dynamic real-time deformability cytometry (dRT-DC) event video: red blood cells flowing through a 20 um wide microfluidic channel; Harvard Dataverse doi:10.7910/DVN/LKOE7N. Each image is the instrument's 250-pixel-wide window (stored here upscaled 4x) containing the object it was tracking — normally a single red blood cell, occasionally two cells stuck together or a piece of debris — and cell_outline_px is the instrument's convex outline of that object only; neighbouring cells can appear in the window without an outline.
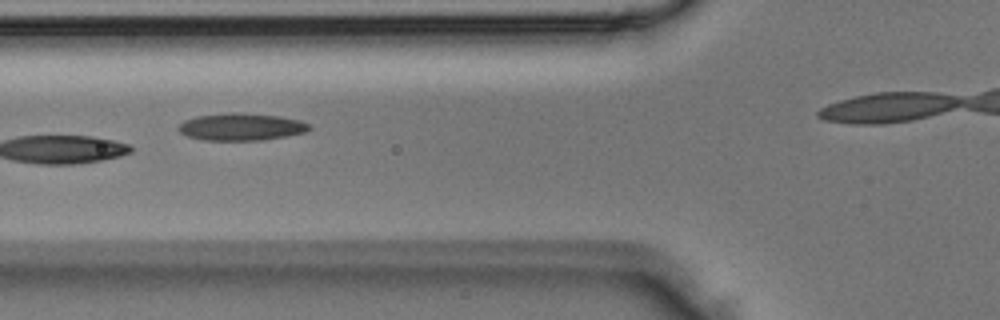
{"species": "Egyptian fruit bat (a non-hibernating species)", "species_latin": "Rousettus aegyptiacus", "temperature_condition": "room temperature", "stored_images_in_passage": 7, "camera_frame_rate_fps": 3000, "um_per_image_px": 0.085, "animal": {"sex": "male"}, "frame": {"image": 1, "passage_image": 3, "time_ms": 0.667, "image_size_px": [1000, 320], "cell_outline_px": [[312, 128], [304, 132], [288, 136], [264, 140], [200, 140], [188, 136], [180, 132], [176, 128], [184, 120], [196, 116], [232, 112], [240, 112], [280, 116], [300, 120], [308, 124]], "centroid_in_image_um": [20.49, 10.78], "position_along_channel_um": 105.3, "area_um2": 20.92}}
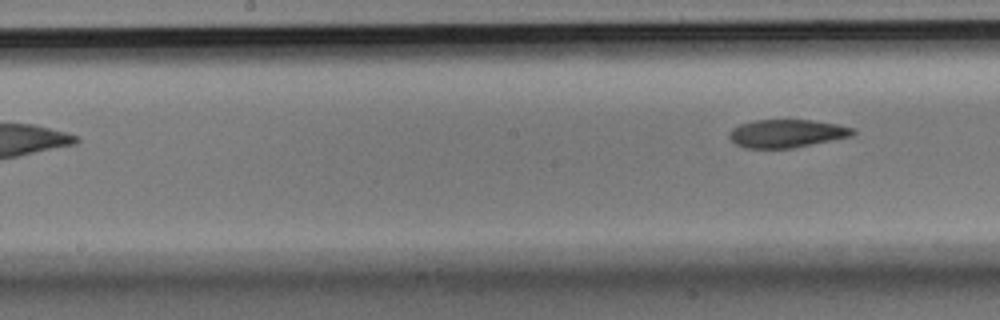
{"frame": {"image": 2, "passage_image": 7, "time_ms": 2.0, "image_size_px": [1000, 320], "cell_outline_px": [[856, 132], [852, 136], [792, 148], [744, 148], [736, 144], [728, 136], [728, 132], [732, 128], [740, 124], [756, 120], [808, 120], [836, 124], [856, 128]], "centroid_in_image_um": [66.86, 11.34], "position_along_channel_um": 181.3, "area_um2": 20.17}}